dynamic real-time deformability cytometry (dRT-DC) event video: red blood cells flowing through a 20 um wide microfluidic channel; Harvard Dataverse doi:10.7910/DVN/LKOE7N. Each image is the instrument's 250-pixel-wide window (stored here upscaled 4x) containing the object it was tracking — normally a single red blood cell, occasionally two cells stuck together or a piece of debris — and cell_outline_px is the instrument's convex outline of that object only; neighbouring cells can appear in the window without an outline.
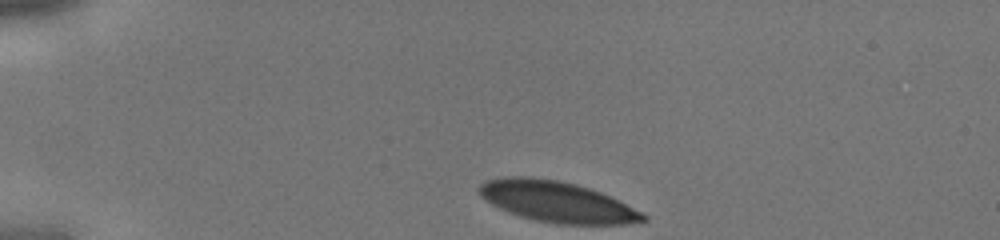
{"species": "human", "species_latin": "Homo sapiens", "temperature_condition": "cold", "stored_images_in_passage": 29, "camera_frame_rate_fps": 3000, "um_per_image_px": 0.085, "donor": {"sex": "male"}, "frame": {"image": 1, "passage_image": 1, "time_ms": 0.0, "image_size_px": [1000, 240], "cell_outline_px": [[648, 220], [628, 224], [556, 224], [536, 220], [520, 216], [508, 212], [484, 200], [480, 196], [476, 188], [480, 184], [488, 180], [508, 176], [528, 176], [556, 180], [576, 184], [600, 192], [644, 212], [648, 216]], "centroid_in_image_um": [47.34, 17.15], "position_along_channel_um": 37.7, "area_um2": 39.07}}
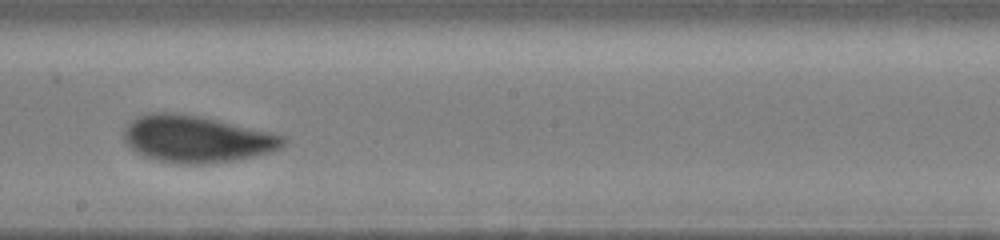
{"frame": {"image": 2, "passage_image": 17, "time_ms": 5.333, "image_size_px": [1000, 240], "cell_outline_px": [[288, 140], [280, 148], [272, 152], [236, 160], [208, 164], [180, 164], [160, 160], [144, 156], [136, 152], [124, 140], [124, 128], [136, 116], [148, 112], [172, 112], [196, 116], [216, 120], [272, 132], [284, 136]], "centroid_in_image_um": [16.72, 11.82], "position_along_channel_um": 231.5, "area_um2": 43.47}}
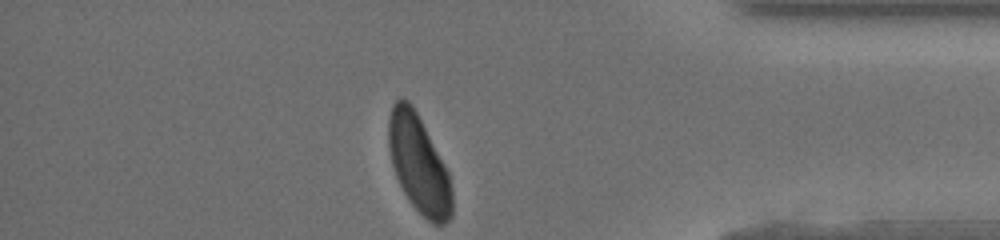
{"frame": {"image": 3, "passage_image": 29, "time_ms": 9.333, "image_size_px": [1000, 240], "cell_outline_px": [[452, 216], [444, 224], [432, 224], [412, 204], [404, 192], [396, 176], [392, 164], [388, 148], [388, 120], [392, 104], [400, 96], [408, 100], [412, 104], [444, 164], [448, 172], [452, 188]], "centroid_in_image_um": [35.58, 13.93], "position_along_channel_um": 399.6, "area_um2": 35.89}}